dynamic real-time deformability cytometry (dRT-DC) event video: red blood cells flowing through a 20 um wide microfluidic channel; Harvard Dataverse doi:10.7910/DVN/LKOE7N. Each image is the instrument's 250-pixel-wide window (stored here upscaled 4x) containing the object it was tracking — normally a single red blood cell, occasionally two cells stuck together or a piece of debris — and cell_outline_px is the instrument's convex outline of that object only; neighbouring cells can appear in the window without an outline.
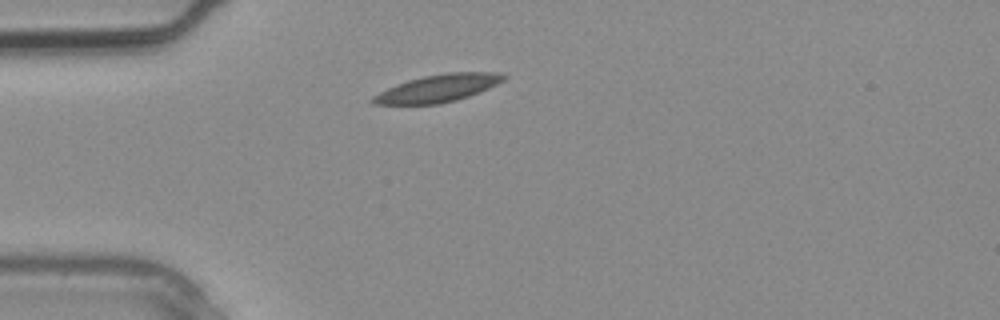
{"species": "common noctule bat (a hibernating species)", "species_latin": "Nyctalus noctula", "temperature_condition": "warm", "stored_images_in_passage": 1, "camera_frame_rate_fps": 3000, "um_per_image_px": 0.085, "animal": {"sex": "male", "body_mass_g": 20.4}, "frame": {"image": 1, "passage_image": 1, "time_ms": 0.0, "image_size_px": [1000, 320], "cell_outline_px": [[508, 76], [504, 80], [488, 88], [468, 96], [456, 100], [440, 104], [372, 104], [368, 100], [372, 96], [396, 84], [408, 80], [424, 76], [448, 72], [500, 72]], "centroid_in_image_um": [37.21, 7.5], "position_along_channel_um": 47.8, "area_um2": 20.87}}